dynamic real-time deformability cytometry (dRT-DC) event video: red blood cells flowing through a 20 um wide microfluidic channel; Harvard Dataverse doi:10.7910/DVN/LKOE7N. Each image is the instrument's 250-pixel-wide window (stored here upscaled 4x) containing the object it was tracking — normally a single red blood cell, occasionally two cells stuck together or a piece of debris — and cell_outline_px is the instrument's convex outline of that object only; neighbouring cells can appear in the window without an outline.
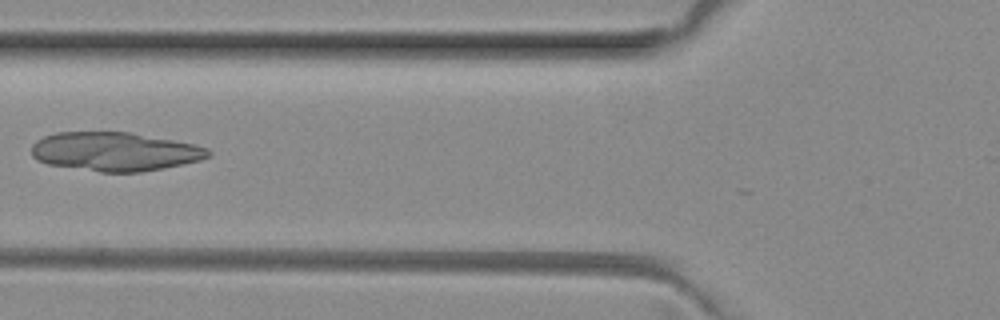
{"species": "common noctule bat (a hibernating species)", "species_latin": "Nyctalus noctula", "temperature_condition": "room temperature", "stored_images_in_passage": 2, "camera_frame_rate_fps": 3000, "um_per_image_px": 0.085, "animal": {"sex": "female", "body_mass_g": 29.2, "forearm_length_mm": 56.3}, "frame": {"image": 1, "passage_image": 2, "time_ms": 0.333, "image_size_px": [1000, 320], "cell_outline_px": [[212, 156], [200, 160], [140, 172], [100, 172], [48, 164], [36, 160], [32, 156], [32, 144], [36, 140], [44, 136], [56, 132], [132, 132], [192, 144], [208, 148], [212, 152]], "centroid_in_image_um": [9.73, 12.88], "position_along_channel_um": 116.1, "area_um2": 39.88}}